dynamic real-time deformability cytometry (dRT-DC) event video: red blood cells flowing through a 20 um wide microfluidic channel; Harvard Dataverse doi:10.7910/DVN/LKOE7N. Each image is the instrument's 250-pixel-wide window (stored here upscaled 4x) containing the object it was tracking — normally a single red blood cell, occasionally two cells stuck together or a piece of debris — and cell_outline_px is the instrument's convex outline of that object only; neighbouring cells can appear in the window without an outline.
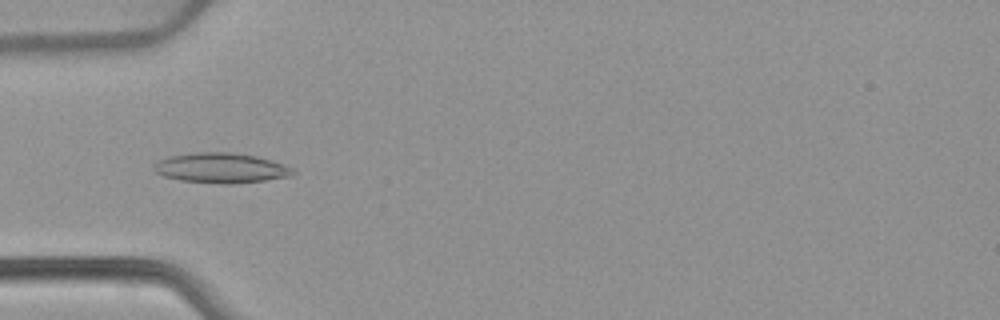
{"species": "common noctule bat (a hibernating species)", "species_latin": "Nyctalus noctula", "temperature_condition": "warm", "stored_images_in_passage": 52, "camera_frame_rate_fps": 3000, "um_per_image_px": 0.085, "animal": {"sex": "female", "body_mass_g": 22.7, "forearm_length_mm": 54.2}, "frame": {"image": 1, "passage_image": 16, "time_ms": 5.0, "image_size_px": [1000, 320], "cell_outline_px": [[296, 172], [292, 176], [264, 180], [228, 184], [180, 180], [164, 176], [156, 172], [152, 168], [160, 160], [172, 156], [196, 152], [228, 152], [256, 156], [284, 164], [292, 168]], "centroid_in_image_um": [18.82, 14.28], "position_along_channel_um": 66.2, "area_um2": 23.99}}
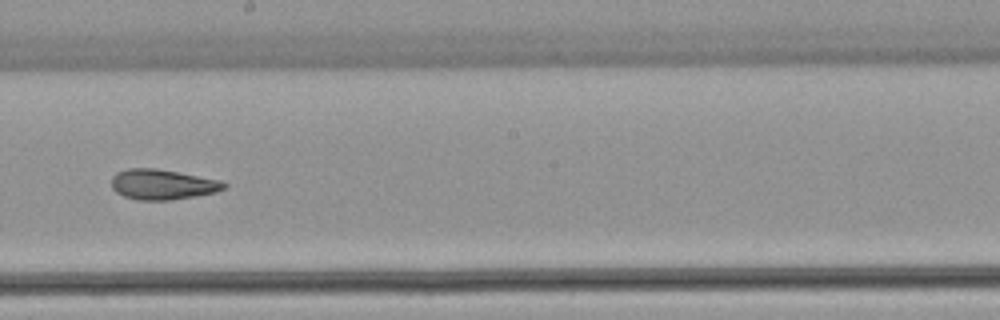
{"frame": {"image": 2, "passage_image": 29, "time_ms": 9.333, "image_size_px": [1000, 320], "cell_outline_px": [[228, 184], [224, 188], [216, 192], [196, 196], [172, 200], [136, 200], [124, 196], [116, 192], [112, 188], [112, 176], [116, 172], [128, 168], [156, 168], [220, 180]], "centroid_in_image_um": [13.79, 15.68], "position_along_channel_um": 234.4, "area_um2": 19.88}}
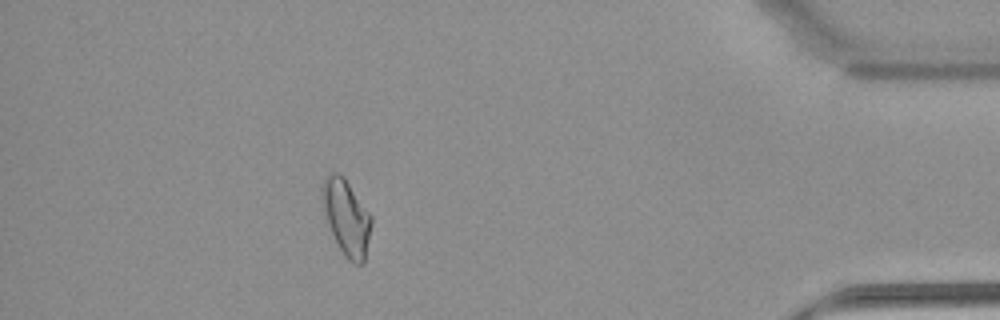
{"frame": {"image": 3, "passage_image": 46, "time_ms": 15.0, "image_size_px": [1000, 320], "cell_outline_px": [[372, 224], [364, 264], [352, 264], [344, 256], [324, 216], [320, 192], [324, 176], [328, 172], [340, 172], [344, 176], [372, 216]], "centroid_in_image_um": [29.43, 18.44], "position_along_channel_um": 405.8, "area_um2": 22.08}, "authors_computed_cell_mechanics": {"area_um2": 21.0103, "velocity_mm_per_s": 3.8878, "shape_relaxation_time_tau1_ms": null, "shape_relaxation_time_tau2_ms": 2.7118, "deformation_change_tau1": null, "deformation_change_tau2": 0.0844}}